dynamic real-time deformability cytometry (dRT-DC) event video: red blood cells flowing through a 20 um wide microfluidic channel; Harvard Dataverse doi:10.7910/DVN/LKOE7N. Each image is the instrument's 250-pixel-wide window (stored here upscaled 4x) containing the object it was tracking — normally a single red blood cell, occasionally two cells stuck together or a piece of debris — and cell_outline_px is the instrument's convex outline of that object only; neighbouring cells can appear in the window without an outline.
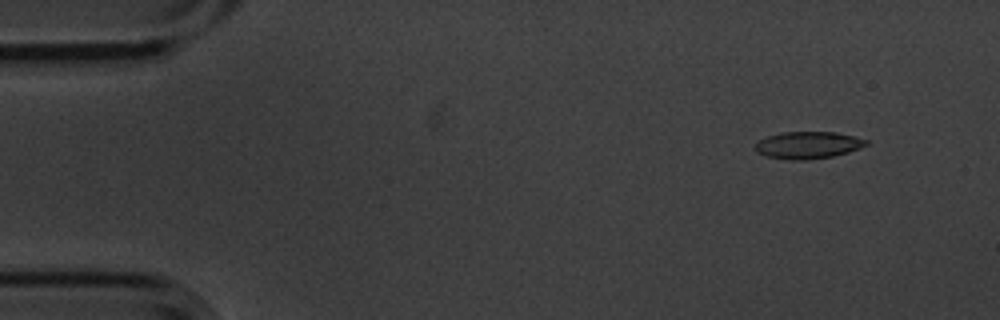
{"species": "common noctule bat (a hibernating species)", "species_latin": "Nyctalus noctula", "temperature_condition": "cold", "stored_images_in_passage": 5, "camera_frame_rate_fps": 3000, "um_per_image_px": 0.085, "animal": {"sex": "male", "body_mass_g": 20.1, "forearm_length_mm": 53.5}, "frame": {"image": 1, "passage_image": 2, "time_ms": 0.333, "image_size_px": [1000, 320], "cell_outline_px": [[868, 144], [860, 148], [848, 152], [832, 156], [808, 160], [788, 160], [764, 156], [756, 152], [756, 144], [760, 140], [768, 136], [780, 132], [836, 132], [868, 140]], "centroid_in_image_um": [68.66, 12.34], "position_along_channel_um": 16.3, "area_um2": 17.51}}
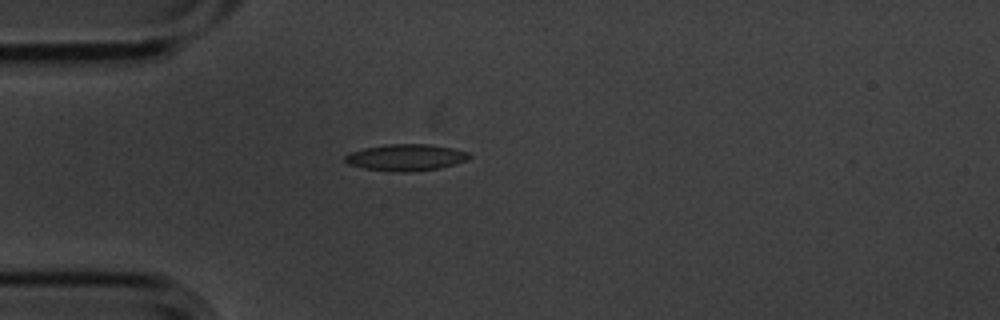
{"frame": {"image": 2, "passage_image": 5, "time_ms": 1.333, "image_size_px": [1000, 320], "cell_outline_px": [[472, 156], [468, 160], [456, 164], [440, 168], [408, 172], [396, 172], [364, 168], [348, 164], [344, 160], [344, 156], [352, 152], [364, 148], [388, 144], [428, 144], [452, 148], [468, 152]], "centroid_in_image_um": [34.53, 13.38], "position_along_channel_um": 50.5, "area_um2": 19.25}}